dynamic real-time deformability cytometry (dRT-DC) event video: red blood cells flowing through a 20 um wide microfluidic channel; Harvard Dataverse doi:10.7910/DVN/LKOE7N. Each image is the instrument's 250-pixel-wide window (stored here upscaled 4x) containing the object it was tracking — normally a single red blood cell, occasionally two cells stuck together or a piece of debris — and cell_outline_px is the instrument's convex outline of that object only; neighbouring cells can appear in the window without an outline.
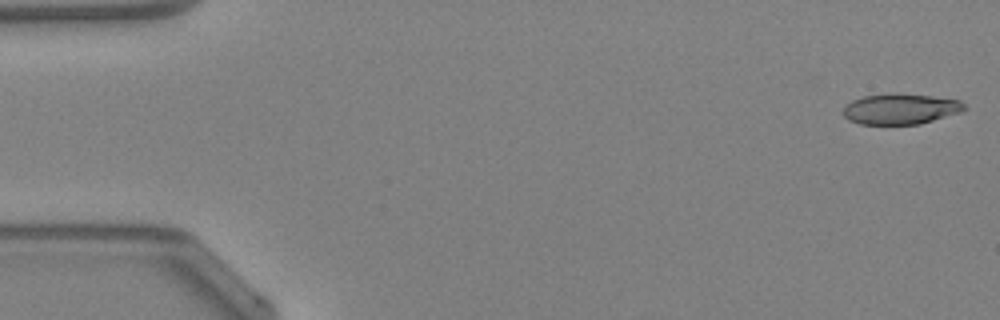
{"species": "Egyptian fruit bat (a non-hibernating species)", "species_latin": "Rousettus aegyptiacus", "temperature_condition": "warm", "stored_images_in_passage": 47, "camera_frame_rate_fps": 3000, "um_per_image_px": 0.085, "animal": {"sex": "female"}, "frame": {"image": 1, "passage_image": 1, "time_ms": 0.0, "image_size_px": [1000, 320], "cell_outline_px": [[968, 108], [960, 112], [920, 124], [860, 124], [848, 120], [844, 116], [844, 108], [852, 100], [864, 96], [932, 96], [960, 100]], "centroid_in_image_um": [76.57, 9.31], "position_along_channel_um": 8.4, "area_um2": 20.69}}
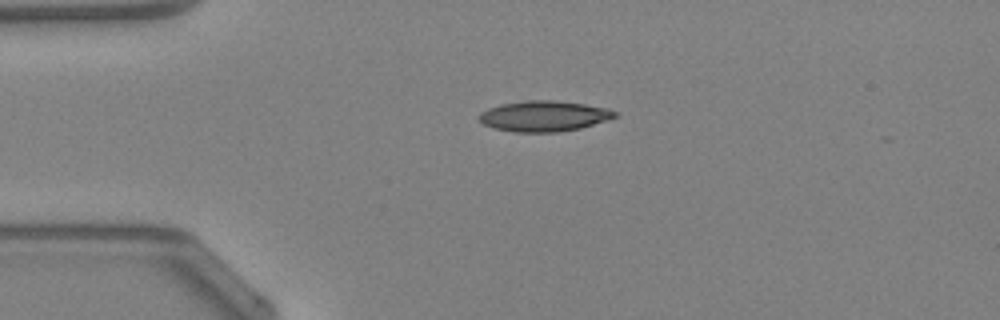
{"frame": {"image": 2, "passage_image": 11, "time_ms": 3.333, "image_size_px": [1000, 320], "cell_outline_px": [[620, 116], [608, 120], [580, 128], [556, 132], [516, 132], [496, 128], [484, 124], [480, 120], [480, 112], [488, 108], [500, 104], [524, 100], [556, 100], [584, 104], [608, 108], [616, 112]], "centroid_in_image_um": [46.27, 9.85], "position_along_channel_um": 38.7, "area_um2": 24.22}}
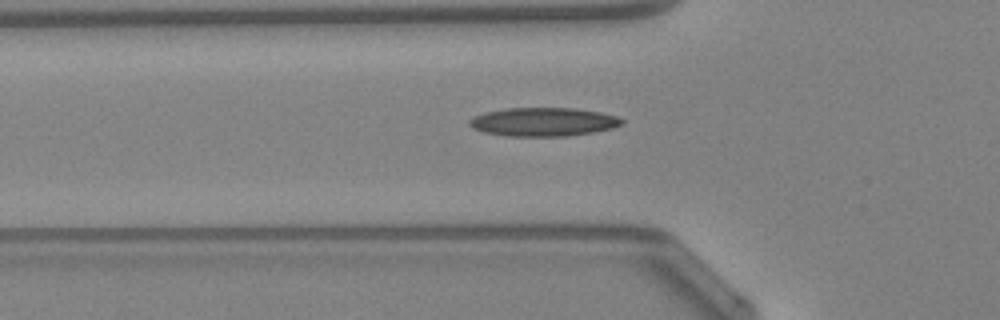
{"frame": {"image": 3, "passage_image": 16, "time_ms": 5.0, "image_size_px": [1000, 320], "cell_outline_px": [[624, 124], [612, 128], [592, 132], [568, 136], [508, 136], [484, 132], [472, 128], [468, 124], [468, 120], [484, 112], [504, 108], [576, 108], [600, 112], [616, 116], [624, 120]], "centroid_in_image_um": [46.18, 10.35], "position_along_channel_um": 79.6, "area_um2": 25.49}, "authors_computed_cell_mechanics": {"area_um2": 23.1778, "velocity_mm_per_s": 4.3047, "shape_relaxation_time_tau1_ms": null, "shape_relaxation_time_tau2_ms": 7.9123, "deformation_change_tau1": null, "deformation_change_tau2": 0.2163}}